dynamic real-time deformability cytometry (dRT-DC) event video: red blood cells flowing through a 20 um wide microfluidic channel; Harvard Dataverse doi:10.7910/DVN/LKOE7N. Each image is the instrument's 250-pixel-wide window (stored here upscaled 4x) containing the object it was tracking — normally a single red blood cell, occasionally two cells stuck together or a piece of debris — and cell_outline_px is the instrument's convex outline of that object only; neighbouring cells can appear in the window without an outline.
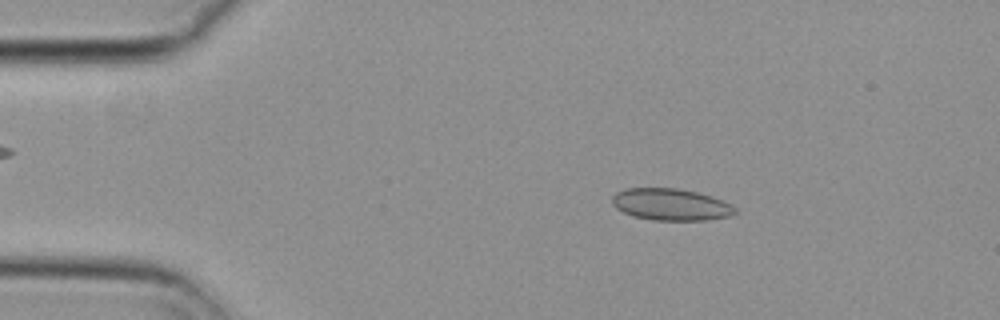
{"species": "common noctule bat (a hibernating species)", "species_latin": "Nyctalus noctula", "temperature_condition": "cold", "stored_images_in_passage": 55, "camera_frame_rate_fps": 3000, "um_per_image_px": 0.085, "animal": {"sex": "female", "body_mass_g": 29.2, "forearm_length_mm": 56.3}, "frame": {"image": 1, "passage_image": 9, "time_ms": 2.667, "image_size_px": [1000, 320], "cell_outline_px": [[736, 212], [728, 216], [708, 220], [652, 220], [636, 216], [624, 212], [616, 208], [612, 204], [612, 196], [616, 192], [624, 188], [676, 188], [696, 192], [712, 196], [724, 200], [732, 204], [736, 208]], "centroid_in_image_um": [57.03, 17.37], "position_along_channel_um": 28.0, "area_um2": 22.83}}
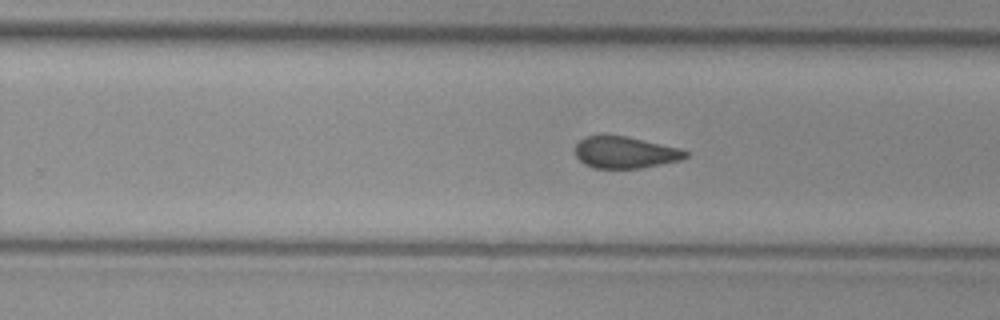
{"frame": {"image": 2, "passage_image": 34, "time_ms": 11.0, "image_size_px": [1000, 320], "cell_outline_px": [[688, 156], [680, 160], [640, 168], [592, 168], [584, 164], [576, 156], [576, 144], [584, 136], [624, 136], [680, 148], [688, 152]], "centroid_in_image_um": [53.12, 12.96], "position_along_channel_um": 276.7, "area_um2": 20.11}}
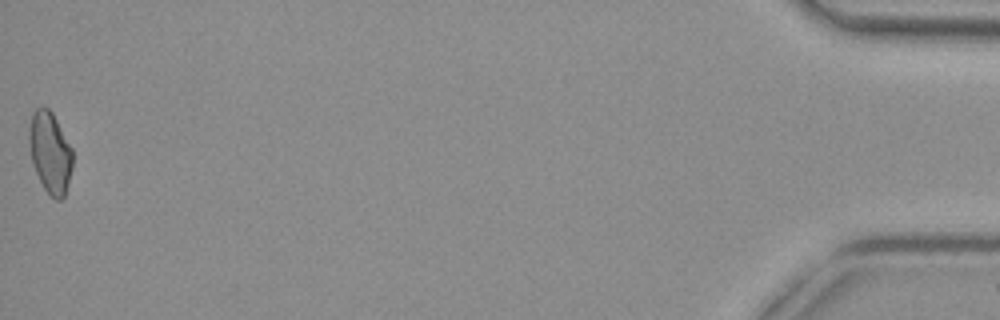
{"frame": {"image": 3, "passage_image": 55, "time_ms": 18.0, "image_size_px": [1000, 320], "cell_outline_px": [[72, 168], [68, 184], [64, 196], [60, 200], [56, 200], [44, 188], [32, 164], [28, 144], [28, 128], [32, 112], [36, 108], [48, 108], [52, 112], [72, 148]], "centroid_in_image_um": [4.24, 12.94], "position_along_channel_um": 431.0, "area_um2": 20.63}, "authors_computed_cell_mechanics": {"area_um2": 21.386, "velocity_mm_per_s": 3.6977, "shape_relaxation_time_tau1_ms": null, "shape_relaxation_time_tau2_ms": 1.8808, "deformation_change_tau1": null, "deformation_change_tau2": 0.0659}}